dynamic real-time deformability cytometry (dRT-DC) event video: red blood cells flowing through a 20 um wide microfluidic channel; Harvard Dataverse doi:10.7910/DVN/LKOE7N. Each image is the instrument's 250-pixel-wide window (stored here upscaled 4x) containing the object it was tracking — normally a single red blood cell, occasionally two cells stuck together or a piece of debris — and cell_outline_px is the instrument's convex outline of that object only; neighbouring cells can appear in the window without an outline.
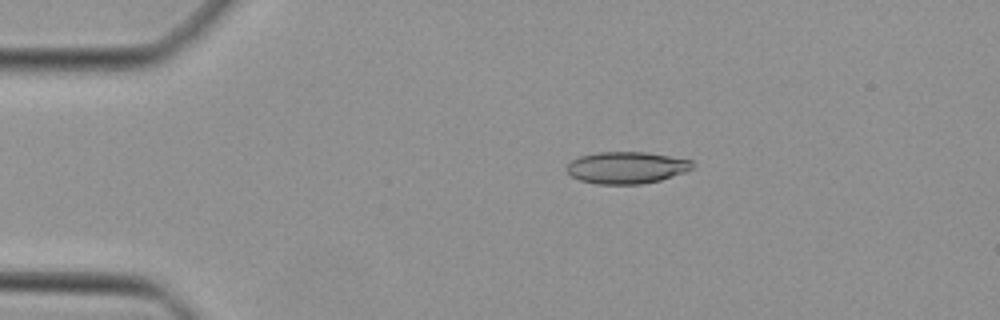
{"species": "Egyptian fruit bat (a non-hibernating species)", "species_latin": "Rousettus aegyptiacus", "temperature_condition": "cold", "stored_images_in_passage": 45, "camera_frame_rate_fps": 3000, "um_per_image_px": 0.085, "animal": {"sex": "female"}, "frame": {"image": 1, "passage_image": 7, "time_ms": 2.0, "image_size_px": [1000, 320], "cell_outline_px": [[692, 168], [684, 172], [660, 180], [640, 184], [596, 184], [580, 180], [572, 176], [568, 172], [568, 164], [572, 160], [580, 156], [596, 152], [644, 152], [692, 160]], "centroid_in_image_um": [53.23, 14.25], "position_along_channel_um": 31.8, "area_um2": 23.06}}
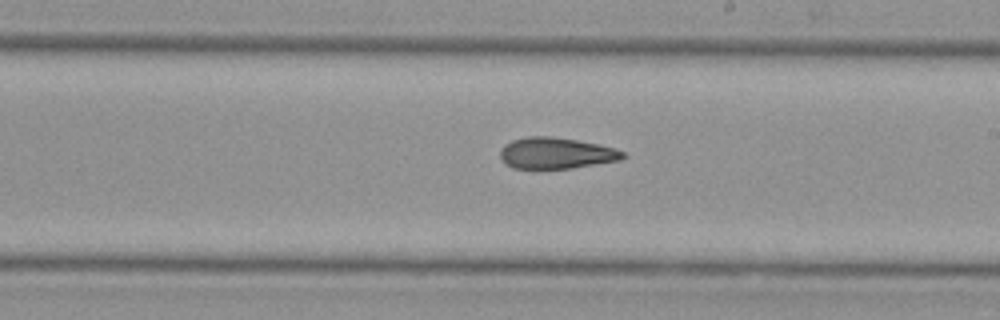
{"frame": {"image": 2, "passage_image": 25, "time_ms": 8.0, "image_size_px": [1000, 320], "cell_outline_px": [[628, 156], [620, 160], [572, 168], [512, 168], [504, 164], [500, 156], [500, 152], [504, 144], [512, 140], [528, 136], [552, 136], [576, 140], [596, 144], [612, 148], [624, 152]], "centroid_in_image_um": [47.24, 13.02], "position_along_channel_um": 241.8, "area_um2": 22.25}}
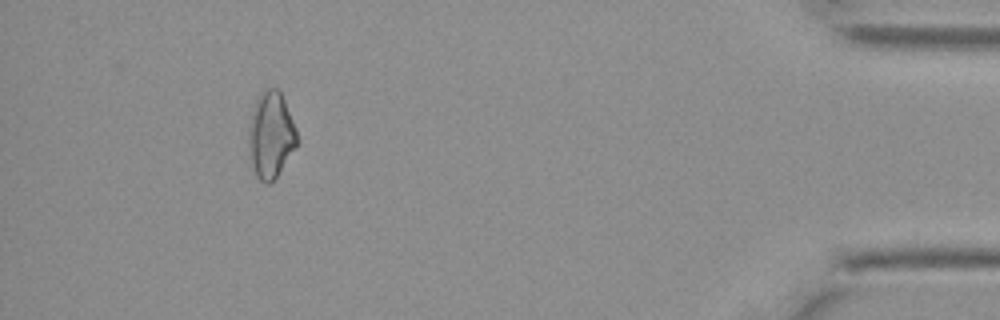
{"frame": {"image": 3, "passage_image": 41, "time_ms": 13.333, "image_size_px": [1000, 320], "cell_outline_px": [[296, 144], [276, 176], [268, 184], [264, 184], [256, 176], [252, 164], [248, 136], [248, 128], [256, 100], [260, 92], [268, 88], [276, 88], [280, 92], [284, 100], [296, 128]], "centroid_in_image_um": [23.0, 11.45], "position_along_channel_um": 412.2, "area_um2": 23.58}}